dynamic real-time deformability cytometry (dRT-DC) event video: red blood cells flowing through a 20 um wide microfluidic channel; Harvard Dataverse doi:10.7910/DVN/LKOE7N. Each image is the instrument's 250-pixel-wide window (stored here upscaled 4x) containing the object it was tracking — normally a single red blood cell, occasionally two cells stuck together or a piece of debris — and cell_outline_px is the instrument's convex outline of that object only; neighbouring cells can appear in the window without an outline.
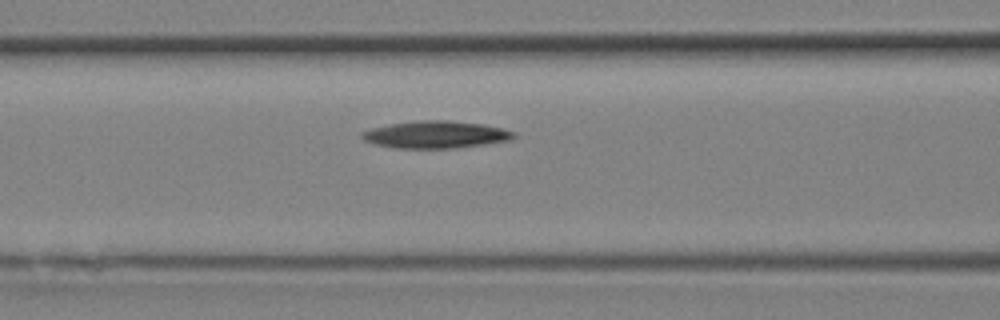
{"species": "Egyptian fruit bat (a non-hibernating species)", "species_latin": "Rousettus aegyptiacus", "temperature_condition": "room temperature", "stored_images_in_passage": 4, "camera_frame_rate_fps": 3000, "um_per_image_px": 0.085, "animal": {"sex": "female"}, "frame": {"image": 1, "passage_image": 3, "time_ms": 0.667, "image_size_px": [1000, 320], "cell_outline_px": [[516, 136], [512, 140], [456, 148], [396, 148], [376, 144], [364, 140], [360, 136], [360, 132], [372, 128], [392, 124], [420, 120], [444, 120], [484, 124], [516, 132]], "centroid_in_image_um": [37.06, 11.44], "position_along_channel_um": 129.5, "area_um2": 23.99}}